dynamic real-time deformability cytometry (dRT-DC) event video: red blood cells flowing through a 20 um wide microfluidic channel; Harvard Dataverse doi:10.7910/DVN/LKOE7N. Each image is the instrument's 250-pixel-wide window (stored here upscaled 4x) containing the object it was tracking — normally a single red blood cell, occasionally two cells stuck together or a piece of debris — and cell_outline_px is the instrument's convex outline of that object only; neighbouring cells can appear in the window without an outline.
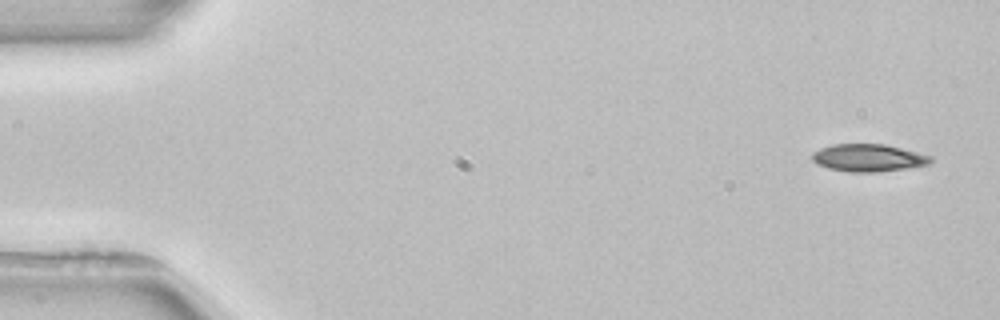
{"species": "common noctule bat (a hibernating species)", "species_latin": "Nyctalus noctula", "temperature_condition": "room temperature", "stored_images_in_passage": 3, "camera_frame_rate_fps": 3000, "um_per_image_px": 0.085, "animal": {"sex": "female", "body_mass_g": 22.7, "forearm_length_mm": 54.2}, "frame": {"image": 1, "passage_image": 1, "time_ms": 0.0, "image_size_px": [1000, 320], "cell_outline_px": [[936, 160], [928, 164], [904, 168], [876, 172], [848, 172], [828, 168], [816, 164], [812, 160], [812, 152], [820, 148], [832, 144], [884, 144], [932, 156]], "centroid_in_image_um": [73.78, 13.41], "position_along_channel_um": 11.2, "area_um2": 18.96}}
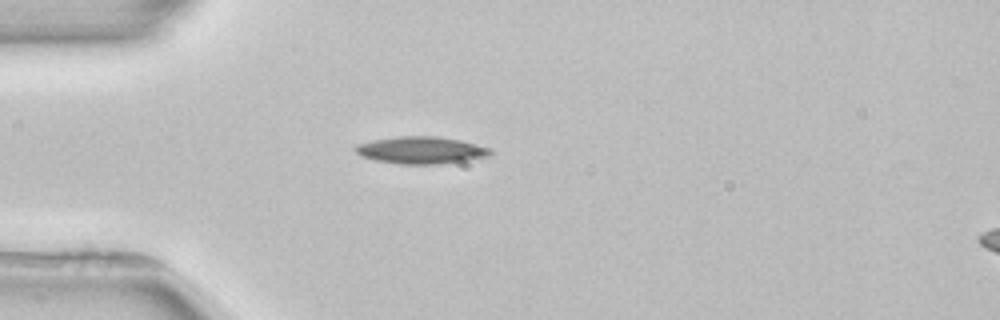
{"frame": {"image": 2, "passage_image": 3, "time_ms": 4.0, "image_size_px": [1000, 320], "cell_outline_px": [[492, 152], [488, 156], [464, 160], [436, 164], [400, 164], [376, 160], [360, 156], [356, 152], [356, 144], [376, 140], [400, 136], [436, 136], [460, 140], [492, 148]], "centroid_in_image_um": [35.8, 12.76], "position_along_channel_um": 49.2, "area_um2": 21.04}}